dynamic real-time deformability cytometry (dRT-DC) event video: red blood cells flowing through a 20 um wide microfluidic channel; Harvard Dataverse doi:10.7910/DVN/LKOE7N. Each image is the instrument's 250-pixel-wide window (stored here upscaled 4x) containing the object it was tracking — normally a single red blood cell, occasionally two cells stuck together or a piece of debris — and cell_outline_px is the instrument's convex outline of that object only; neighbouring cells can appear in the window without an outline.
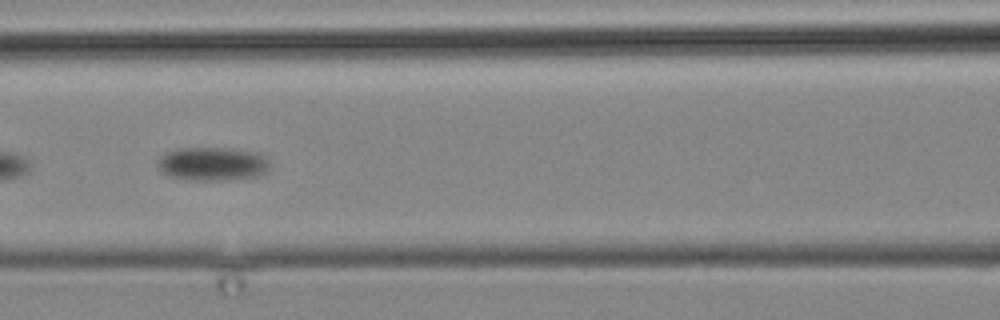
{"species": "common noctule bat (a hibernating species)", "species_latin": "Nyctalus noctula", "temperature_condition": "cold", "stored_images_in_passage": 21, "camera_frame_rate_fps": 3000, "um_per_image_px": 0.085, "animal": {"sex": "male", "body_mass_g": 19.2, "forearm_length_mm": 51.8}, "frame": {"image": 1, "passage_image": 12, "time_ms": 13.0, "image_size_px": [1000, 320], "cell_outline_px": [[268, 172], [256, 176], [224, 180], [188, 180], [168, 176], [156, 164], [156, 160], [164, 152], [176, 148], [232, 148], [260, 152], [268, 160]], "centroid_in_image_um": [18.04, 13.91], "position_along_channel_um": 148.6, "area_um2": 22.25}}
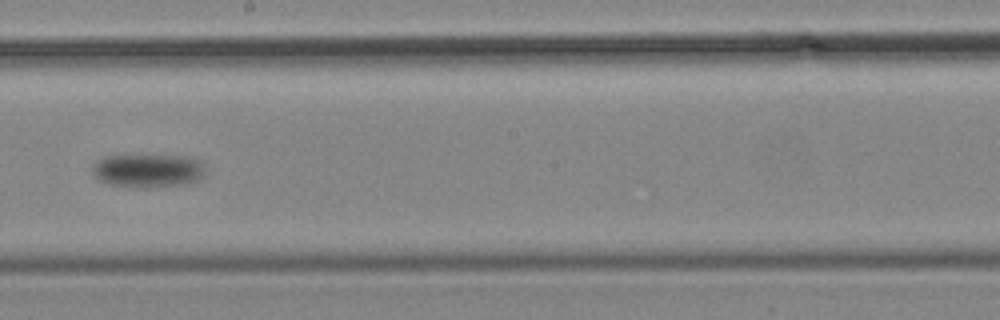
{"frame": {"image": 2, "passage_image": 15, "time_ms": 16.333, "image_size_px": [1000, 320], "cell_outline_px": [[204, 176], [196, 180], [184, 184], [144, 188], [112, 184], [100, 180], [92, 172], [92, 164], [104, 156], [188, 156], [200, 160], [204, 172]], "centroid_in_image_um": [12.58, 14.5], "position_along_channel_um": 235.6, "area_um2": 21.73}}
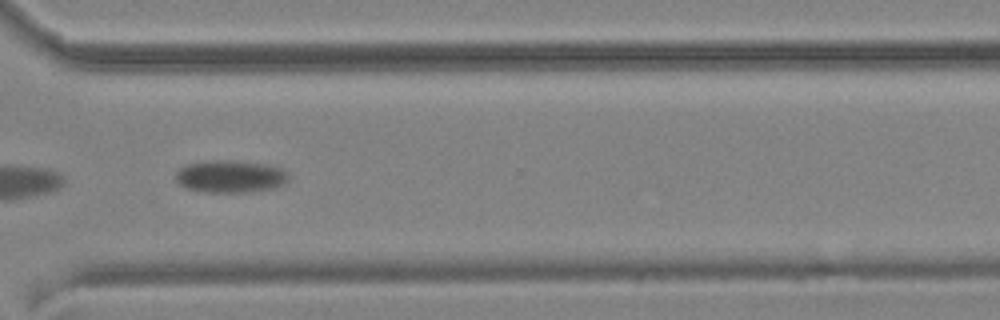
{"frame": {"image": 3, "passage_image": 18, "time_ms": 20.667, "image_size_px": [1000, 320], "cell_outline_px": [[288, 176], [284, 184], [272, 188], [252, 192], [204, 192], [188, 188], [180, 184], [176, 180], [176, 172], [180, 168], [188, 164], [212, 160], [228, 160], [268, 164], [284, 168], [288, 172]], "centroid_in_image_um": [19.62, 14.99], "position_along_channel_um": 351.0, "area_um2": 21.33}}